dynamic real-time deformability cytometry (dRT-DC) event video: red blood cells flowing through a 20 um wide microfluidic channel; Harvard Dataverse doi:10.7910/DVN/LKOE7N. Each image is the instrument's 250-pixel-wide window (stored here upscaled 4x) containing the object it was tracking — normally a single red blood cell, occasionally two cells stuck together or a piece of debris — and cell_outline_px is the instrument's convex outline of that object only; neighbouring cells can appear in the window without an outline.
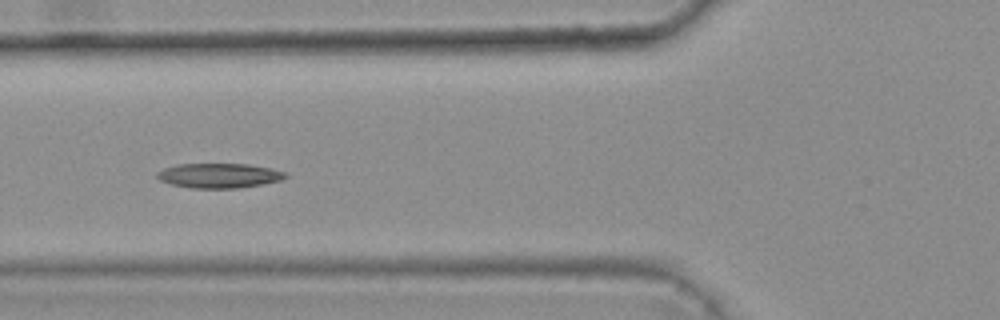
{"species": "common noctule bat (a hibernating species)", "species_latin": "Nyctalus noctula", "temperature_condition": "warm", "stored_images_in_passage": 9, "camera_frame_rate_fps": 3000, "um_per_image_px": 0.085, "animal": {"sex": "female", "body_mass_g": 25.1}, "frame": {"image": 1, "passage_image": 6, "time_ms": 1.667, "image_size_px": [1000, 320], "cell_outline_px": [[288, 176], [280, 180], [260, 184], [236, 188], [192, 188], [172, 184], [160, 180], [156, 176], [156, 172], [164, 168], [180, 164], [248, 164], [288, 172]], "centroid_in_image_um": [18.61, 14.92], "position_along_channel_um": 107.2, "area_um2": 18.26}}
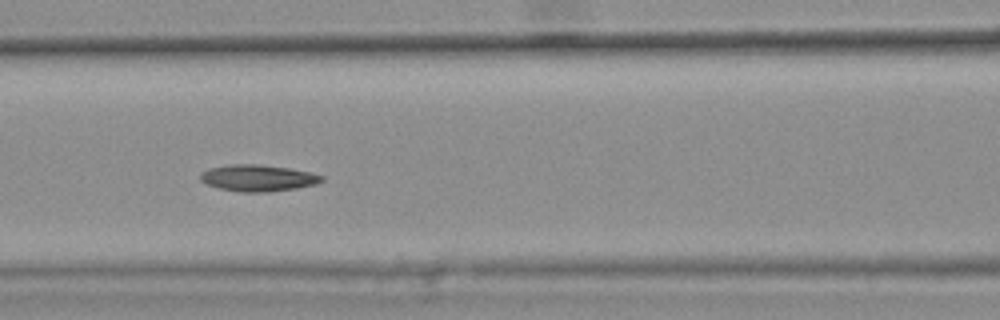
{"frame": {"image": 2, "passage_image": 7, "time_ms": 2.0, "image_size_px": [1000, 320], "cell_outline_px": [[324, 180], [316, 184], [296, 188], [268, 192], [240, 192], [220, 188], [208, 184], [200, 180], [200, 172], [208, 168], [228, 164], [256, 164], [288, 168], [308, 172], [324, 176]], "centroid_in_image_um": [21.9, 15.12], "position_along_channel_um": 144.7, "area_um2": 18.73}}
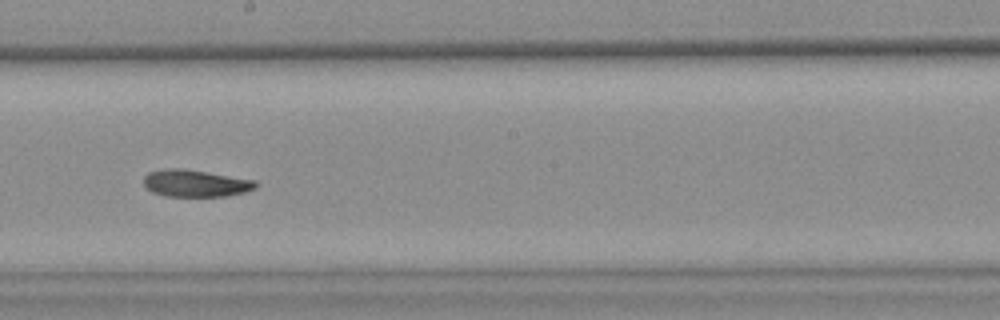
{"frame": {"image": 3, "passage_image": 9, "time_ms": 2.667, "image_size_px": [1000, 320], "cell_outline_px": [[260, 184], [256, 188], [244, 192], [228, 196], [164, 196], [152, 192], [144, 184], [144, 176], [148, 172], [164, 168], [184, 168], [256, 180]], "centroid_in_image_um": [16.64, 15.57], "position_along_channel_um": 231.6, "area_um2": 17.86}}